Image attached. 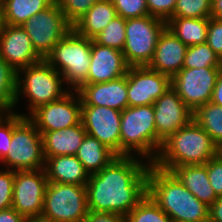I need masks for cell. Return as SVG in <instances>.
Here are the masks:
<instances>
[{"label": "cell", "mask_w": 222, "mask_h": 222, "mask_svg": "<svg viewBox=\"0 0 222 222\" xmlns=\"http://www.w3.org/2000/svg\"><path fill=\"white\" fill-rule=\"evenodd\" d=\"M142 159L117 156L101 171L90 175L86 185L88 210L126 216L147 195L151 163Z\"/></svg>", "instance_id": "1"}, {"label": "cell", "mask_w": 222, "mask_h": 222, "mask_svg": "<svg viewBox=\"0 0 222 222\" xmlns=\"http://www.w3.org/2000/svg\"><path fill=\"white\" fill-rule=\"evenodd\" d=\"M147 194L172 221L209 222V206L199 201L171 172L150 164Z\"/></svg>", "instance_id": "2"}, {"label": "cell", "mask_w": 222, "mask_h": 222, "mask_svg": "<svg viewBox=\"0 0 222 222\" xmlns=\"http://www.w3.org/2000/svg\"><path fill=\"white\" fill-rule=\"evenodd\" d=\"M220 151L210 135L192 119L163 141L153 164L167 171L173 167L203 165Z\"/></svg>", "instance_id": "3"}, {"label": "cell", "mask_w": 222, "mask_h": 222, "mask_svg": "<svg viewBox=\"0 0 222 222\" xmlns=\"http://www.w3.org/2000/svg\"><path fill=\"white\" fill-rule=\"evenodd\" d=\"M162 144L156 134L153 105L128 106L121 111L120 156L140 155L153 163Z\"/></svg>", "instance_id": "4"}, {"label": "cell", "mask_w": 222, "mask_h": 222, "mask_svg": "<svg viewBox=\"0 0 222 222\" xmlns=\"http://www.w3.org/2000/svg\"><path fill=\"white\" fill-rule=\"evenodd\" d=\"M91 43L92 39L80 36L72 29L45 58L62 75L69 90H77L87 80Z\"/></svg>", "instance_id": "5"}, {"label": "cell", "mask_w": 222, "mask_h": 222, "mask_svg": "<svg viewBox=\"0 0 222 222\" xmlns=\"http://www.w3.org/2000/svg\"><path fill=\"white\" fill-rule=\"evenodd\" d=\"M64 83L62 75L45 59L35 65L19 69L17 71L16 106L23 93L22 96L28 97L30 114L37 107L54 102L67 94L70 90L63 86Z\"/></svg>", "instance_id": "6"}, {"label": "cell", "mask_w": 222, "mask_h": 222, "mask_svg": "<svg viewBox=\"0 0 222 222\" xmlns=\"http://www.w3.org/2000/svg\"><path fill=\"white\" fill-rule=\"evenodd\" d=\"M88 212L86 186L48 182L40 220L83 222Z\"/></svg>", "instance_id": "7"}, {"label": "cell", "mask_w": 222, "mask_h": 222, "mask_svg": "<svg viewBox=\"0 0 222 222\" xmlns=\"http://www.w3.org/2000/svg\"><path fill=\"white\" fill-rule=\"evenodd\" d=\"M1 163L13 171L44 169L42 134L27 116L14 126L8 154Z\"/></svg>", "instance_id": "8"}, {"label": "cell", "mask_w": 222, "mask_h": 222, "mask_svg": "<svg viewBox=\"0 0 222 222\" xmlns=\"http://www.w3.org/2000/svg\"><path fill=\"white\" fill-rule=\"evenodd\" d=\"M166 21L150 15L126 19V41L122 53L129 66H147Z\"/></svg>", "instance_id": "9"}, {"label": "cell", "mask_w": 222, "mask_h": 222, "mask_svg": "<svg viewBox=\"0 0 222 222\" xmlns=\"http://www.w3.org/2000/svg\"><path fill=\"white\" fill-rule=\"evenodd\" d=\"M20 27L26 31L34 49L43 59L73 29L56 1Z\"/></svg>", "instance_id": "10"}, {"label": "cell", "mask_w": 222, "mask_h": 222, "mask_svg": "<svg viewBox=\"0 0 222 222\" xmlns=\"http://www.w3.org/2000/svg\"><path fill=\"white\" fill-rule=\"evenodd\" d=\"M222 67L183 68L171 78V87L185 105L194 112L210 102Z\"/></svg>", "instance_id": "11"}, {"label": "cell", "mask_w": 222, "mask_h": 222, "mask_svg": "<svg viewBox=\"0 0 222 222\" xmlns=\"http://www.w3.org/2000/svg\"><path fill=\"white\" fill-rule=\"evenodd\" d=\"M47 184L44 169L14 171L12 207L28 220L40 219Z\"/></svg>", "instance_id": "12"}, {"label": "cell", "mask_w": 222, "mask_h": 222, "mask_svg": "<svg viewBox=\"0 0 222 222\" xmlns=\"http://www.w3.org/2000/svg\"><path fill=\"white\" fill-rule=\"evenodd\" d=\"M81 106L79 94L76 90H71L62 98L37 107L27 117L43 134L79 124Z\"/></svg>", "instance_id": "13"}, {"label": "cell", "mask_w": 222, "mask_h": 222, "mask_svg": "<svg viewBox=\"0 0 222 222\" xmlns=\"http://www.w3.org/2000/svg\"><path fill=\"white\" fill-rule=\"evenodd\" d=\"M171 87V78L147 66H130L127 71L128 106L153 103Z\"/></svg>", "instance_id": "14"}, {"label": "cell", "mask_w": 222, "mask_h": 222, "mask_svg": "<svg viewBox=\"0 0 222 222\" xmlns=\"http://www.w3.org/2000/svg\"><path fill=\"white\" fill-rule=\"evenodd\" d=\"M86 133L120 156L121 111L106 106H81Z\"/></svg>", "instance_id": "15"}, {"label": "cell", "mask_w": 222, "mask_h": 222, "mask_svg": "<svg viewBox=\"0 0 222 222\" xmlns=\"http://www.w3.org/2000/svg\"><path fill=\"white\" fill-rule=\"evenodd\" d=\"M153 108L156 134L162 141L193 119V112L172 87L153 103Z\"/></svg>", "instance_id": "16"}, {"label": "cell", "mask_w": 222, "mask_h": 222, "mask_svg": "<svg viewBox=\"0 0 222 222\" xmlns=\"http://www.w3.org/2000/svg\"><path fill=\"white\" fill-rule=\"evenodd\" d=\"M0 57L16 71L43 60L26 31L20 26L8 24H2L0 30Z\"/></svg>", "instance_id": "17"}, {"label": "cell", "mask_w": 222, "mask_h": 222, "mask_svg": "<svg viewBox=\"0 0 222 222\" xmlns=\"http://www.w3.org/2000/svg\"><path fill=\"white\" fill-rule=\"evenodd\" d=\"M129 65L122 51L102 46L92 40L91 61L87 80L83 84L103 83L127 74Z\"/></svg>", "instance_id": "18"}, {"label": "cell", "mask_w": 222, "mask_h": 222, "mask_svg": "<svg viewBox=\"0 0 222 222\" xmlns=\"http://www.w3.org/2000/svg\"><path fill=\"white\" fill-rule=\"evenodd\" d=\"M76 91L82 106H106L119 111L128 107L127 74L108 82L82 84Z\"/></svg>", "instance_id": "19"}, {"label": "cell", "mask_w": 222, "mask_h": 222, "mask_svg": "<svg viewBox=\"0 0 222 222\" xmlns=\"http://www.w3.org/2000/svg\"><path fill=\"white\" fill-rule=\"evenodd\" d=\"M187 48L166 27L159 36L154 55L147 67L172 78L183 69Z\"/></svg>", "instance_id": "20"}, {"label": "cell", "mask_w": 222, "mask_h": 222, "mask_svg": "<svg viewBox=\"0 0 222 222\" xmlns=\"http://www.w3.org/2000/svg\"><path fill=\"white\" fill-rule=\"evenodd\" d=\"M44 171L48 182L86 186L89 173L75 155L45 157Z\"/></svg>", "instance_id": "21"}, {"label": "cell", "mask_w": 222, "mask_h": 222, "mask_svg": "<svg viewBox=\"0 0 222 222\" xmlns=\"http://www.w3.org/2000/svg\"><path fill=\"white\" fill-rule=\"evenodd\" d=\"M86 131L82 122L77 125L42 134L44 157L76 155Z\"/></svg>", "instance_id": "22"}, {"label": "cell", "mask_w": 222, "mask_h": 222, "mask_svg": "<svg viewBox=\"0 0 222 222\" xmlns=\"http://www.w3.org/2000/svg\"><path fill=\"white\" fill-rule=\"evenodd\" d=\"M170 171L199 201L207 206L210 207L218 199L209 182L207 163L173 167Z\"/></svg>", "instance_id": "23"}, {"label": "cell", "mask_w": 222, "mask_h": 222, "mask_svg": "<svg viewBox=\"0 0 222 222\" xmlns=\"http://www.w3.org/2000/svg\"><path fill=\"white\" fill-rule=\"evenodd\" d=\"M117 17L112 0H98L80 20L73 25V30L80 36L93 39Z\"/></svg>", "instance_id": "24"}, {"label": "cell", "mask_w": 222, "mask_h": 222, "mask_svg": "<svg viewBox=\"0 0 222 222\" xmlns=\"http://www.w3.org/2000/svg\"><path fill=\"white\" fill-rule=\"evenodd\" d=\"M89 175L96 174L117 155L98 139L86 134L76 155Z\"/></svg>", "instance_id": "25"}, {"label": "cell", "mask_w": 222, "mask_h": 222, "mask_svg": "<svg viewBox=\"0 0 222 222\" xmlns=\"http://www.w3.org/2000/svg\"><path fill=\"white\" fill-rule=\"evenodd\" d=\"M209 18H170L166 27L183 44L194 46L206 43Z\"/></svg>", "instance_id": "26"}, {"label": "cell", "mask_w": 222, "mask_h": 222, "mask_svg": "<svg viewBox=\"0 0 222 222\" xmlns=\"http://www.w3.org/2000/svg\"><path fill=\"white\" fill-rule=\"evenodd\" d=\"M55 0H6L1 7L2 23L21 26L29 18L51 6Z\"/></svg>", "instance_id": "27"}, {"label": "cell", "mask_w": 222, "mask_h": 222, "mask_svg": "<svg viewBox=\"0 0 222 222\" xmlns=\"http://www.w3.org/2000/svg\"><path fill=\"white\" fill-rule=\"evenodd\" d=\"M193 119L210 135L212 141L222 149V106L211 102L199 106Z\"/></svg>", "instance_id": "28"}, {"label": "cell", "mask_w": 222, "mask_h": 222, "mask_svg": "<svg viewBox=\"0 0 222 222\" xmlns=\"http://www.w3.org/2000/svg\"><path fill=\"white\" fill-rule=\"evenodd\" d=\"M17 71L0 57V110L15 113Z\"/></svg>", "instance_id": "29"}, {"label": "cell", "mask_w": 222, "mask_h": 222, "mask_svg": "<svg viewBox=\"0 0 222 222\" xmlns=\"http://www.w3.org/2000/svg\"><path fill=\"white\" fill-rule=\"evenodd\" d=\"M126 222H172L147 194L126 216Z\"/></svg>", "instance_id": "30"}, {"label": "cell", "mask_w": 222, "mask_h": 222, "mask_svg": "<svg viewBox=\"0 0 222 222\" xmlns=\"http://www.w3.org/2000/svg\"><path fill=\"white\" fill-rule=\"evenodd\" d=\"M222 67V60L207 43L188 46L183 68Z\"/></svg>", "instance_id": "31"}, {"label": "cell", "mask_w": 222, "mask_h": 222, "mask_svg": "<svg viewBox=\"0 0 222 222\" xmlns=\"http://www.w3.org/2000/svg\"><path fill=\"white\" fill-rule=\"evenodd\" d=\"M102 46L123 51L126 41V19L115 17L108 26L92 39Z\"/></svg>", "instance_id": "32"}, {"label": "cell", "mask_w": 222, "mask_h": 222, "mask_svg": "<svg viewBox=\"0 0 222 222\" xmlns=\"http://www.w3.org/2000/svg\"><path fill=\"white\" fill-rule=\"evenodd\" d=\"M212 0H177L171 18H209Z\"/></svg>", "instance_id": "33"}, {"label": "cell", "mask_w": 222, "mask_h": 222, "mask_svg": "<svg viewBox=\"0 0 222 222\" xmlns=\"http://www.w3.org/2000/svg\"><path fill=\"white\" fill-rule=\"evenodd\" d=\"M27 116L26 113L19 114L15 113H3L0 116V162L8 154L12 130L14 126L24 117Z\"/></svg>", "instance_id": "34"}, {"label": "cell", "mask_w": 222, "mask_h": 222, "mask_svg": "<svg viewBox=\"0 0 222 222\" xmlns=\"http://www.w3.org/2000/svg\"><path fill=\"white\" fill-rule=\"evenodd\" d=\"M73 26L98 0H55Z\"/></svg>", "instance_id": "35"}, {"label": "cell", "mask_w": 222, "mask_h": 222, "mask_svg": "<svg viewBox=\"0 0 222 222\" xmlns=\"http://www.w3.org/2000/svg\"><path fill=\"white\" fill-rule=\"evenodd\" d=\"M117 16L124 19L149 15L146 0H112Z\"/></svg>", "instance_id": "36"}, {"label": "cell", "mask_w": 222, "mask_h": 222, "mask_svg": "<svg viewBox=\"0 0 222 222\" xmlns=\"http://www.w3.org/2000/svg\"><path fill=\"white\" fill-rule=\"evenodd\" d=\"M14 171L0 170V210L12 207Z\"/></svg>", "instance_id": "37"}, {"label": "cell", "mask_w": 222, "mask_h": 222, "mask_svg": "<svg viewBox=\"0 0 222 222\" xmlns=\"http://www.w3.org/2000/svg\"><path fill=\"white\" fill-rule=\"evenodd\" d=\"M207 173L210 185L217 197H222V152L207 162Z\"/></svg>", "instance_id": "38"}, {"label": "cell", "mask_w": 222, "mask_h": 222, "mask_svg": "<svg viewBox=\"0 0 222 222\" xmlns=\"http://www.w3.org/2000/svg\"><path fill=\"white\" fill-rule=\"evenodd\" d=\"M177 0H146L150 16L168 21L174 14Z\"/></svg>", "instance_id": "39"}, {"label": "cell", "mask_w": 222, "mask_h": 222, "mask_svg": "<svg viewBox=\"0 0 222 222\" xmlns=\"http://www.w3.org/2000/svg\"><path fill=\"white\" fill-rule=\"evenodd\" d=\"M206 43L222 60V20L209 17Z\"/></svg>", "instance_id": "40"}, {"label": "cell", "mask_w": 222, "mask_h": 222, "mask_svg": "<svg viewBox=\"0 0 222 222\" xmlns=\"http://www.w3.org/2000/svg\"><path fill=\"white\" fill-rule=\"evenodd\" d=\"M83 222H126V218L117 213L89 211Z\"/></svg>", "instance_id": "41"}, {"label": "cell", "mask_w": 222, "mask_h": 222, "mask_svg": "<svg viewBox=\"0 0 222 222\" xmlns=\"http://www.w3.org/2000/svg\"><path fill=\"white\" fill-rule=\"evenodd\" d=\"M28 219L20 215L13 207L0 210V222H27Z\"/></svg>", "instance_id": "42"}, {"label": "cell", "mask_w": 222, "mask_h": 222, "mask_svg": "<svg viewBox=\"0 0 222 222\" xmlns=\"http://www.w3.org/2000/svg\"><path fill=\"white\" fill-rule=\"evenodd\" d=\"M209 222H222V197L209 207Z\"/></svg>", "instance_id": "43"}, {"label": "cell", "mask_w": 222, "mask_h": 222, "mask_svg": "<svg viewBox=\"0 0 222 222\" xmlns=\"http://www.w3.org/2000/svg\"><path fill=\"white\" fill-rule=\"evenodd\" d=\"M210 102L222 106V69L218 75Z\"/></svg>", "instance_id": "44"}, {"label": "cell", "mask_w": 222, "mask_h": 222, "mask_svg": "<svg viewBox=\"0 0 222 222\" xmlns=\"http://www.w3.org/2000/svg\"><path fill=\"white\" fill-rule=\"evenodd\" d=\"M210 17L222 20V0H212Z\"/></svg>", "instance_id": "45"}, {"label": "cell", "mask_w": 222, "mask_h": 222, "mask_svg": "<svg viewBox=\"0 0 222 222\" xmlns=\"http://www.w3.org/2000/svg\"><path fill=\"white\" fill-rule=\"evenodd\" d=\"M27 222H45V221H42L40 219H31V220H28Z\"/></svg>", "instance_id": "46"}, {"label": "cell", "mask_w": 222, "mask_h": 222, "mask_svg": "<svg viewBox=\"0 0 222 222\" xmlns=\"http://www.w3.org/2000/svg\"><path fill=\"white\" fill-rule=\"evenodd\" d=\"M2 12H1V7H0V30H1V27H2Z\"/></svg>", "instance_id": "47"}, {"label": "cell", "mask_w": 222, "mask_h": 222, "mask_svg": "<svg viewBox=\"0 0 222 222\" xmlns=\"http://www.w3.org/2000/svg\"><path fill=\"white\" fill-rule=\"evenodd\" d=\"M6 0H0V7H2L4 5Z\"/></svg>", "instance_id": "48"}, {"label": "cell", "mask_w": 222, "mask_h": 222, "mask_svg": "<svg viewBox=\"0 0 222 222\" xmlns=\"http://www.w3.org/2000/svg\"><path fill=\"white\" fill-rule=\"evenodd\" d=\"M172 222H194V221H172Z\"/></svg>", "instance_id": "49"}]
</instances>
